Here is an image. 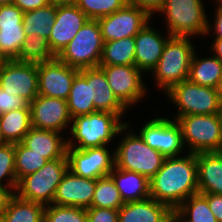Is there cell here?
Returning a JSON list of instances; mask_svg holds the SVG:
<instances>
[{
  "label": "cell",
  "instance_id": "1",
  "mask_svg": "<svg viewBox=\"0 0 222 222\" xmlns=\"http://www.w3.org/2000/svg\"><path fill=\"white\" fill-rule=\"evenodd\" d=\"M187 153L182 157L165 158L162 167L149 180L150 198L167 205L172 211L198 193L196 153Z\"/></svg>",
  "mask_w": 222,
  "mask_h": 222
},
{
  "label": "cell",
  "instance_id": "2",
  "mask_svg": "<svg viewBox=\"0 0 222 222\" xmlns=\"http://www.w3.org/2000/svg\"><path fill=\"white\" fill-rule=\"evenodd\" d=\"M121 120L123 119L117 114L104 111L72 118L69 128L72 137L67 138V148L84 150L107 146L115 136L120 135V129L128 123Z\"/></svg>",
  "mask_w": 222,
  "mask_h": 222
},
{
  "label": "cell",
  "instance_id": "3",
  "mask_svg": "<svg viewBox=\"0 0 222 222\" xmlns=\"http://www.w3.org/2000/svg\"><path fill=\"white\" fill-rule=\"evenodd\" d=\"M195 48L188 36H170L159 62L152 70L156 87L166 93L176 84L188 79Z\"/></svg>",
  "mask_w": 222,
  "mask_h": 222
},
{
  "label": "cell",
  "instance_id": "4",
  "mask_svg": "<svg viewBox=\"0 0 222 222\" xmlns=\"http://www.w3.org/2000/svg\"><path fill=\"white\" fill-rule=\"evenodd\" d=\"M129 129V123L120 129V134L126 135H123L119 145L115 147V166L119 169L134 171L150 180L162 167L165 157L148 146L139 134Z\"/></svg>",
  "mask_w": 222,
  "mask_h": 222
},
{
  "label": "cell",
  "instance_id": "5",
  "mask_svg": "<svg viewBox=\"0 0 222 222\" xmlns=\"http://www.w3.org/2000/svg\"><path fill=\"white\" fill-rule=\"evenodd\" d=\"M157 13L164 15L171 36H206L208 15L202 0H165Z\"/></svg>",
  "mask_w": 222,
  "mask_h": 222
},
{
  "label": "cell",
  "instance_id": "6",
  "mask_svg": "<svg viewBox=\"0 0 222 222\" xmlns=\"http://www.w3.org/2000/svg\"><path fill=\"white\" fill-rule=\"evenodd\" d=\"M68 169L67 157L50 160L38 171L22 177L14 194L21 199L45 206L53 204L57 186Z\"/></svg>",
  "mask_w": 222,
  "mask_h": 222
},
{
  "label": "cell",
  "instance_id": "7",
  "mask_svg": "<svg viewBox=\"0 0 222 222\" xmlns=\"http://www.w3.org/2000/svg\"><path fill=\"white\" fill-rule=\"evenodd\" d=\"M182 130L188 152H222V120L220 114L184 115L176 119ZM186 144V145H185Z\"/></svg>",
  "mask_w": 222,
  "mask_h": 222
},
{
  "label": "cell",
  "instance_id": "8",
  "mask_svg": "<svg viewBox=\"0 0 222 222\" xmlns=\"http://www.w3.org/2000/svg\"><path fill=\"white\" fill-rule=\"evenodd\" d=\"M103 46L98 21L89 19L57 58L78 70L99 67Z\"/></svg>",
  "mask_w": 222,
  "mask_h": 222
},
{
  "label": "cell",
  "instance_id": "9",
  "mask_svg": "<svg viewBox=\"0 0 222 222\" xmlns=\"http://www.w3.org/2000/svg\"><path fill=\"white\" fill-rule=\"evenodd\" d=\"M176 106V120L180 116L194 114H219L221 101L216 88L200 86L189 79L183 80L165 93Z\"/></svg>",
  "mask_w": 222,
  "mask_h": 222
},
{
  "label": "cell",
  "instance_id": "10",
  "mask_svg": "<svg viewBox=\"0 0 222 222\" xmlns=\"http://www.w3.org/2000/svg\"><path fill=\"white\" fill-rule=\"evenodd\" d=\"M139 135L148 146L159 151L165 158L181 155L185 147L181 127L171 118H152L141 127Z\"/></svg>",
  "mask_w": 222,
  "mask_h": 222
},
{
  "label": "cell",
  "instance_id": "11",
  "mask_svg": "<svg viewBox=\"0 0 222 222\" xmlns=\"http://www.w3.org/2000/svg\"><path fill=\"white\" fill-rule=\"evenodd\" d=\"M152 16L144 9L126 4L112 14L97 19L104 42L134 37L150 21Z\"/></svg>",
  "mask_w": 222,
  "mask_h": 222
},
{
  "label": "cell",
  "instance_id": "12",
  "mask_svg": "<svg viewBox=\"0 0 222 222\" xmlns=\"http://www.w3.org/2000/svg\"><path fill=\"white\" fill-rule=\"evenodd\" d=\"M117 98L127 107L138 104L147 93L143 73L135 65H99ZM144 83V84H143Z\"/></svg>",
  "mask_w": 222,
  "mask_h": 222
},
{
  "label": "cell",
  "instance_id": "13",
  "mask_svg": "<svg viewBox=\"0 0 222 222\" xmlns=\"http://www.w3.org/2000/svg\"><path fill=\"white\" fill-rule=\"evenodd\" d=\"M108 146L87 148L84 150L67 148L69 170L79 177L98 179L111 173L115 166L114 150Z\"/></svg>",
  "mask_w": 222,
  "mask_h": 222
},
{
  "label": "cell",
  "instance_id": "14",
  "mask_svg": "<svg viewBox=\"0 0 222 222\" xmlns=\"http://www.w3.org/2000/svg\"><path fill=\"white\" fill-rule=\"evenodd\" d=\"M0 87L31 103L38 96L37 63L6 60L0 72Z\"/></svg>",
  "mask_w": 222,
  "mask_h": 222
},
{
  "label": "cell",
  "instance_id": "15",
  "mask_svg": "<svg viewBox=\"0 0 222 222\" xmlns=\"http://www.w3.org/2000/svg\"><path fill=\"white\" fill-rule=\"evenodd\" d=\"M38 95L66 100L78 69L60 61L57 57L48 62L37 63Z\"/></svg>",
  "mask_w": 222,
  "mask_h": 222
},
{
  "label": "cell",
  "instance_id": "16",
  "mask_svg": "<svg viewBox=\"0 0 222 222\" xmlns=\"http://www.w3.org/2000/svg\"><path fill=\"white\" fill-rule=\"evenodd\" d=\"M30 109L33 128L62 133L71 125L72 117L66 100L38 95L30 103Z\"/></svg>",
  "mask_w": 222,
  "mask_h": 222
},
{
  "label": "cell",
  "instance_id": "17",
  "mask_svg": "<svg viewBox=\"0 0 222 222\" xmlns=\"http://www.w3.org/2000/svg\"><path fill=\"white\" fill-rule=\"evenodd\" d=\"M89 20L74 3L56 4V17L48 40L51 51L57 57Z\"/></svg>",
  "mask_w": 222,
  "mask_h": 222
},
{
  "label": "cell",
  "instance_id": "18",
  "mask_svg": "<svg viewBox=\"0 0 222 222\" xmlns=\"http://www.w3.org/2000/svg\"><path fill=\"white\" fill-rule=\"evenodd\" d=\"M23 14L15 4L0 6V56L6 60L16 59L25 41Z\"/></svg>",
  "mask_w": 222,
  "mask_h": 222
},
{
  "label": "cell",
  "instance_id": "19",
  "mask_svg": "<svg viewBox=\"0 0 222 222\" xmlns=\"http://www.w3.org/2000/svg\"><path fill=\"white\" fill-rule=\"evenodd\" d=\"M95 187L96 179L79 177L68 169L57 186L53 204L88 209L91 206Z\"/></svg>",
  "mask_w": 222,
  "mask_h": 222
},
{
  "label": "cell",
  "instance_id": "20",
  "mask_svg": "<svg viewBox=\"0 0 222 222\" xmlns=\"http://www.w3.org/2000/svg\"><path fill=\"white\" fill-rule=\"evenodd\" d=\"M158 30L149 23L135 36V66L141 72H152L161 58L163 48L171 36L160 34Z\"/></svg>",
  "mask_w": 222,
  "mask_h": 222
},
{
  "label": "cell",
  "instance_id": "21",
  "mask_svg": "<svg viewBox=\"0 0 222 222\" xmlns=\"http://www.w3.org/2000/svg\"><path fill=\"white\" fill-rule=\"evenodd\" d=\"M86 81L90 84V101L95 110L114 113L122 119L128 108L112 91L104 71L100 67L87 68Z\"/></svg>",
  "mask_w": 222,
  "mask_h": 222
},
{
  "label": "cell",
  "instance_id": "22",
  "mask_svg": "<svg viewBox=\"0 0 222 222\" xmlns=\"http://www.w3.org/2000/svg\"><path fill=\"white\" fill-rule=\"evenodd\" d=\"M58 131L31 128L21 143L48 161L67 157V139Z\"/></svg>",
  "mask_w": 222,
  "mask_h": 222
},
{
  "label": "cell",
  "instance_id": "23",
  "mask_svg": "<svg viewBox=\"0 0 222 222\" xmlns=\"http://www.w3.org/2000/svg\"><path fill=\"white\" fill-rule=\"evenodd\" d=\"M198 193L222 194V152L196 153Z\"/></svg>",
  "mask_w": 222,
  "mask_h": 222
},
{
  "label": "cell",
  "instance_id": "24",
  "mask_svg": "<svg viewBox=\"0 0 222 222\" xmlns=\"http://www.w3.org/2000/svg\"><path fill=\"white\" fill-rule=\"evenodd\" d=\"M173 211L153 198L124 203L118 210V222H162Z\"/></svg>",
  "mask_w": 222,
  "mask_h": 222
},
{
  "label": "cell",
  "instance_id": "25",
  "mask_svg": "<svg viewBox=\"0 0 222 222\" xmlns=\"http://www.w3.org/2000/svg\"><path fill=\"white\" fill-rule=\"evenodd\" d=\"M109 175L115 182L124 203L150 198V184L146 176L116 166Z\"/></svg>",
  "mask_w": 222,
  "mask_h": 222
},
{
  "label": "cell",
  "instance_id": "26",
  "mask_svg": "<svg viewBox=\"0 0 222 222\" xmlns=\"http://www.w3.org/2000/svg\"><path fill=\"white\" fill-rule=\"evenodd\" d=\"M194 52L188 79L200 86L216 88L220 78L222 77V62L215 57L205 56V58H197Z\"/></svg>",
  "mask_w": 222,
  "mask_h": 222
},
{
  "label": "cell",
  "instance_id": "27",
  "mask_svg": "<svg viewBox=\"0 0 222 222\" xmlns=\"http://www.w3.org/2000/svg\"><path fill=\"white\" fill-rule=\"evenodd\" d=\"M0 127L8 143H18L32 128L31 109L19 108L0 115Z\"/></svg>",
  "mask_w": 222,
  "mask_h": 222
},
{
  "label": "cell",
  "instance_id": "28",
  "mask_svg": "<svg viewBox=\"0 0 222 222\" xmlns=\"http://www.w3.org/2000/svg\"><path fill=\"white\" fill-rule=\"evenodd\" d=\"M67 105L72 118L95 112L90 101V84L86 81V69H81L73 79Z\"/></svg>",
  "mask_w": 222,
  "mask_h": 222
},
{
  "label": "cell",
  "instance_id": "29",
  "mask_svg": "<svg viewBox=\"0 0 222 222\" xmlns=\"http://www.w3.org/2000/svg\"><path fill=\"white\" fill-rule=\"evenodd\" d=\"M45 205L13 194L2 215L4 222H44Z\"/></svg>",
  "mask_w": 222,
  "mask_h": 222
},
{
  "label": "cell",
  "instance_id": "30",
  "mask_svg": "<svg viewBox=\"0 0 222 222\" xmlns=\"http://www.w3.org/2000/svg\"><path fill=\"white\" fill-rule=\"evenodd\" d=\"M55 17L56 4L52 3L33 11L25 12L22 20L25 35L36 34L49 40Z\"/></svg>",
  "mask_w": 222,
  "mask_h": 222
},
{
  "label": "cell",
  "instance_id": "31",
  "mask_svg": "<svg viewBox=\"0 0 222 222\" xmlns=\"http://www.w3.org/2000/svg\"><path fill=\"white\" fill-rule=\"evenodd\" d=\"M99 65H135L134 37L104 42Z\"/></svg>",
  "mask_w": 222,
  "mask_h": 222
},
{
  "label": "cell",
  "instance_id": "32",
  "mask_svg": "<svg viewBox=\"0 0 222 222\" xmlns=\"http://www.w3.org/2000/svg\"><path fill=\"white\" fill-rule=\"evenodd\" d=\"M175 212L182 222H218L209 208L206 197L201 193L190 196Z\"/></svg>",
  "mask_w": 222,
  "mask_h": 222
},
{
  "label": "cell",
  "instance_id": "33",
  "mask_svg": "<svg viewBox=\"0 0 222 222\" xmlns=\"http://www.w3.org/2000/svg\"><path fill=\"white\" fill-rule=\"evenodd\" d=\"M124 202L110 175L96 179V187L90 207L119 210Z\"/></svg>",
  "mask_w": 222,
  "mask_h": 222
},
{
  "label": "cell",
  "instance_id": "34",
  "mask_svg": "<svg viewBox=\"0 0 222 222\" xmlns=\"http://www.w3.org/2000/svg\"><path fill=\"white\" fill-rule=\"evenodd\" d=\"M56 56L50 49L48 40L40 35L26 36L18 57L20 62L41 63L53 60Z\"/></svg>",
  "mask_w": 222,
  "mask_h": 222
},
{
  "label": "cell",
  "instance_id": "35",
  "mask_svg": "<svg viewBox=\"0 0 222 222\" xmlns=\"http://www.w3.org/2000/svg\"><path fill=\"white\" fill-rule=\"evenodd\" d=\"M15 173L17 182L24 176L38 171L48 160L24 146L15 143Z\"/></svg>",
  "mask_w": 222,
  "mask_h": 222
},
{
  "label": "cell",
  "instance_id": "36",
  "mask_svg": "<svg viewBox=\"0 0 222 222\" xmlns=\"http://www.w3.org/2000/svg\"><path fill=\"white\" fill-rule=\"evenodd\" d=\"M74 4L93 20L114 13L123 8L126 0H74Z\"/></svg>",
  "mask_w": 222,
  "mask_h": 222
},
{
  "label": "cell",
  "instance_id": "37",
  "mask_svg": "<svg viewBox=\"0 0 222 222\" xmlns=\"http://www.w3.org/2000/svg\"><path fill=\"white\" fill-rule=\"evenodd\" d=\"M15 143L0 145V186L7 187L13 194L17 187L15 173ZM7 181V183L5 181ZM2 181V182H1ZM5 182L4 184H2Z\"/></svg>",
  "mask_w": 222,
  "mask_h": 222
},
{
  "label": "cell",
  "instance_id": "38",
  "mask_svg": "<svg viewBox=\"0 0 222 222\" xmlns=\"http://www.w3.org/2000/svg\"><path fill=\"white\" fill-rule=\"evenodd\" d=\"M44 222H87L86 209L50 204L45 206Z\"/></svg>",
  "mask_w": 222,
  "mask_h": 222
},
{
  "label": "cell",
  "instance_id": "39",
  "mask_svg": "<svg viewBox=\"0 0 222 222\" xmlns=\"http://www.w3.org/2000/svg\"><path fill=\"white\" fill-rule=\"evenodd\" d=\"M19 108H30V103L0 87V115Z\"/></svg>",
  "mask_w": 222,
  "mask_h": 222
},
{
  "label": "cell",
  "instance_id": "40",
  "mask_svg": "<svg viewBox=\"0 0 222 222\" xmlns=\"http://www.w3.org/2000/svg\"><path fill=\"white\" fill-rule=\"evenodd\" d=\"M87 222H118V210L89 207L86 209Z\"/></svg>",
  "mask_w": 222,
  "mask_h": 222
},
{
  "label": "cell",
  "instance_id": "41",
  "mask_svg": "<svg viewBox=\"0 0 222 222\" xmlns=\"http://www.w3.org/2000/svg\"><path fill=\"white\" fill-rule=\"evenodd\" d=\"M165 0H126L127 4L135 5L147 11L152 17L163 6Z\"/></svg>",
  "mask_w": 222,
  "mask_h": 222
},
{
  "label": "cell",
  "instance_id": "42",
  "mask_svg": "<svg viewBox=\"0 0 222 222\" xmlns=\"http://www.w3.org/2000/svg\"><path fill=\"white\" fill-rule=\"evenodd\" d=\"M208 202L211 212L216 217L218 222H222V194L201 193Z\"/></svg>",
  "mask_w": 222,
  "mask_h": 222
},
{
  "label": "cell",
  "instance_id": "43",
  "mask_svg": "<svg viewBox=\"0 0 222 222\" xmlns=\"http://www.w3.org/2000/svg\"><path fill=\"white\" fill-rule=\"evenodd\" d=\"M14 4L25 13L44 7L50 4V2L48 0H15Z\"/></svg>",
  "mask_w": 222,
  "mask_h": 222
},
{
  "label": "cell",
  "instance_id": "44",
  "mask_svg": "<svg viewBox=\"0 0 222 222\" xmlns=\"http://www.w3.org/2000/svg\"><path fill=\"white\" fill-rule=\"evenodd\" d=\"M215 10V13H214V21L215 22H213L214 24V26H212V24H211V26H210V21L208 20V26H207V32H206V36L211 32V31H213V32H211V33H214L216 36H215V38H222V9L221 8H218V7H216V9H214ZM214 27V29H212V28Z\"/></svg>",
  "mask_w": 222,
  "mask_h": 222
},
{
  "label": "cell",
  "instance_id": "45",
  "mask_svg": "<svg viewBox=\"0 0 222 222\" xmlns=\"http://www.w3.org/2000/svg\"><path fill=\"white\" fill-rule=\"evenodd\" d=\"M13 193L5 186H0V218L5 212L7 203L12 197Z\"/></svg>",
  "mask_w": 222,
  "mask_h": 222
},
{
  "label": "cell",
  "instance_id": "46",
  "mask_svg": "<svg viewBox=\"0 0 222 222\" xmlns=\"http://www.w3.org/2000/svg\"><path fill=\"white\" fill-rule=\"evenodd\" d=\"M213 55L222 62V38H214V42L211 45Z\"/></svg>",
  "mask_w": 222,
  "mask_h": 222
},
{
  "label": "cell",
  "instance_id": "47",
  "mask_svg": "<svg viewBox=\"0 0 222 222\" xmlns=\"http://www.w3.org/2000/svg\"><path fill=\"white\" fill-rule=\"evenodd\" d=\"M162 222H178V214L175 211H173Z\"/></svg>",
  "mask_w": 222,
  "mask_h": 222
},
{
  "label": "cell",
  "instance_id": "48",
  "mask_svg": "<svg viewBox=\"0 0 222 222\" xmlns=\"http://www.w3.org/2000/svg\"><path fill=\"white\" fill-rule=\"evenodd\" d=\"M52 4H69L74 3V0H48Z\"/></svg>",
  "mask_w": 222,
  "mask_h": 222
},
{
  "label": "cell",
  "instance_id": "49",
  "mask_svg": "<svg viewBox=\"0 0 222 222\" xmlns=\"http://www.w3.org/2000/svg\"><path fill=\"white\" fill-rule=\"evenodd\" d=\"M216 91L219 95L220 101H222V77L220 78L218 85L216 87Z\"/></svg>",
  "mask_w": 222,
  "mask_h": 222
},
{
  "label": "cell",
  "instance_id": "50",
  "mask_svg": "<svg viewBox=\"0 0 222 222\" xmlns=\"http://www.w3.org/2000/svg\"><path fill=\"white\" fill-rule=\"evenodd\" d=\"M15 0H0V6L1 5H12L14 4Z\"/></svg>",
  "mask_w": 222,
  "mask_h": 222
},
{
  "label": "cell",
  "instance_id": "51",
  "mask_svg": "<svg viewBox=\"0 0 222 222\" xmlns=\"http://www.w3.org/2000/svg\"><path fill=\"white\" fill-rule=\"evenodd\" d=\"M6 143H8V142L4 139V136L2 134V130L0 127V145L6 144Z\"/></svg>",
  "mask_w": 222,
  "mask_h": 222
},
{
  "label": "cell",
  "instance_id": "52",
  "mask_svg": "<svg viewBox=\"0 0 222 222\" xmlns=\"http://www.w3.org/2000/svg\"><path fill=\"white\" fill-rule=\"evenodd\" d=\"M5 61H6V59L4 57L0 56V72H1L2 66L5 63Z\"/></svg>",
  "mask_w": 222,
  "mask_h": 222
},
{
  "label": "cell",
  "instance_id": "53",
  "mask_svg": "<svg viewBox=\"0 0 222 222\" xmlns=\"http://www.w3.org/2000/svg\"><path fill=\"white\" fill-rule=\"evenodd\" d=\"M217 1V7L222 9V0H215Z\"/></svg>",
  "mask_w": 222,
  "mask_h": 222
},
{
  "label": "cell",
  "instance_id": "54",
  "mask_svg": "<svg viewBox=\"0 0 222 222\" xmlns=\"http://www.w3.org/2000/svg\"><path fill=\"white\" fill-rule=\"evenodd\" d=\"M220 117H221V120H222V101H221V105H220Z\"/></svg>",
  "mask_w": 222,
  "mask_h": 222
},
{
  "label": "cell",
  "instance_id": "55",
  "mask_svg": "<svg viewBox=\"0 0 222 222\" xmlns=\"http://www.w3.org/2000/svg\"><path fill=\"white\" fill-rule=\"evenodd\" d=\"M178 222H182L179 215H178Z\"/></svg>",
  "mask_w": 222,
  "mask_h": 222
}]
</instances>
